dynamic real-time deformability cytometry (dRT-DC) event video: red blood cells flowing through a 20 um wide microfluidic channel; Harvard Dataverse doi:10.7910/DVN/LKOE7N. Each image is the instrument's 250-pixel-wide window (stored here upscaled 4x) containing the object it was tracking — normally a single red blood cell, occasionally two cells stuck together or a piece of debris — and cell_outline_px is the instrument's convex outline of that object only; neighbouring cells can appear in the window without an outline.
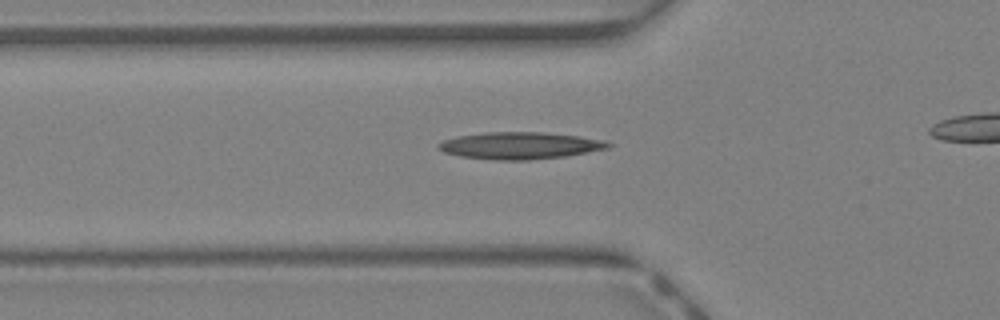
{"species": "Egyptian fruit bat (a non-hibernating species)", "species_latin": "Rousettus aegyptiacus", "temperature_condition": "warm", "stored_images_in_passage": 32, "camera_frame_rate_fps": 3000, "um_per_image_px": 0.085, "animal": {"sex": "female"}, "frame": {"image": 1, "passage_image": 11, "time_ms": 3.333, "image_size_px": [1000, 320], "cell_outline_px": [[612, 144], [608, 148], [564, 156], [528, 160], [496, 160], [460, 156], [444, 152], [436, 144], [444, 140], [456, 136], [488, 132], [544, 132], [580, 136], [604, 140]], "centroid_in_image_um": [44.19, 12.37], "position_along_channel_um": 81.6, "area_um2": 26.53}}
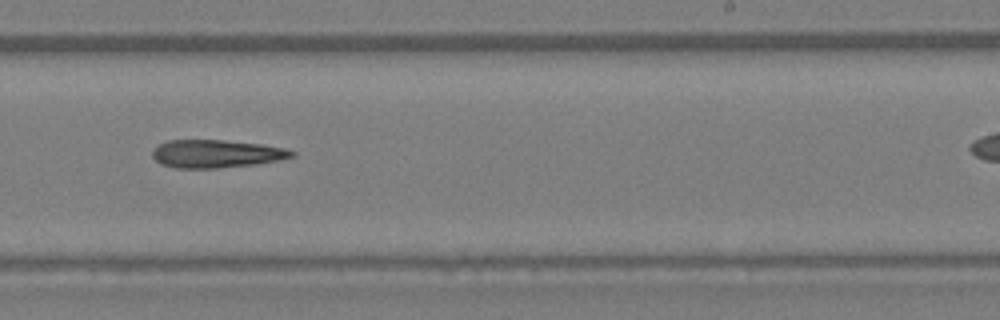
{"frame": {"image": 2, "passage_image": 23, "time_ms": 7.333, "image_size_px": [1000, 320], "cell_outline_px": [[296, 156], [280, 160], [252, 164], [220, 168], [176, 168], [160, 164], [152, 156], [152, 148], [168, 140], [224, 140], [260, 144], [288, 148], [296, 152]], "centroid_in_image_um": [18.39, 13.07], "position_along_channel_um": 270.6, "area_um2": 22.83}}
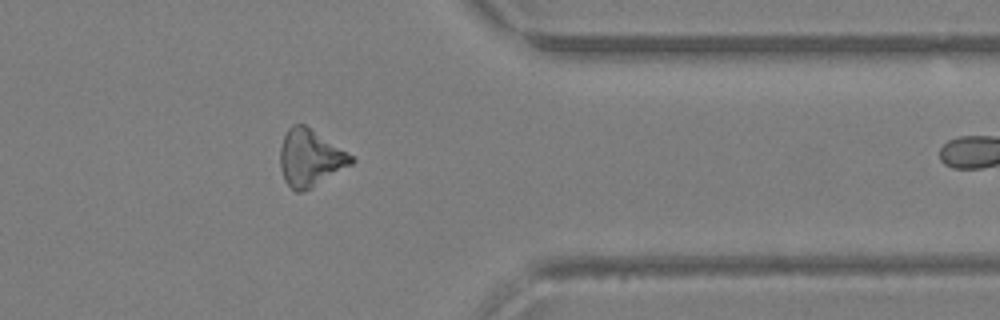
{"frame": {"image": 3, "passage_image": 31, "time_ms": 10.0, "image_size_px": [1000, 320], "cell_outline_px": [[356, 160], [352, 164], [308, 188], [300, 192], [296, 192], [284, 180], [280, 168], [280, 148], [284, 136], [288, 128], [292, 124], [304, 124], [356, 156]], "centroid_in_image_um": [26.37, 13.39], "position_along_channel_um": 385.0, "area_um2": 23.41}}